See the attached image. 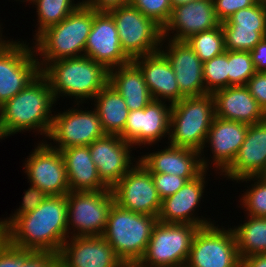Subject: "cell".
Listing matches in <instances>:
<instances>
[{"instance_id": "1", "label": "cell", "mask_w": 266, "mask_h": 267, "mask_svg": "<svg viewBox=\"0 0 266 267\" xmlns=\"http://www.w3.org/2000/svg\"><path fill=\"white\" fill-rule=\"evenodd\" d=\"M66 195L47 196L35 209L18 216L0 235L12 246L58 255L70 237Z\"/></svg>"}, {"instance_id": "2", "label": "cell", "mask_w": 266, "mask_h": 267, "mask_svg": "<svg viewBox=\"0 0 266 267\" xmlns=\"http://www.w3.org/2000/svg\"><path fill=\"white\" fill-rule=\"evenodd\" d=\"M55 103L49 81L40 73L0 106V139L29 129L48 137L53 119L51 109Z\"/></svg>"}, {"instance_id": "3", "label": "cell", "mask_w": 266, "mask_h": 267, "mask_svg": "<svg viewBox=\"0 0 266 267\" xmlns=\"http://www.w3.org/2000/svg\"><path fill=\"white\" fill-rule=\"evenodd\" d=\"M41 73L48 79L56 101L66 95L75 98L76 105L84 103L85 98L93 99L109 81V70L85 55L55 60Z\"/></svg>"}, {"instance_id": "4", "label": "cell", "mask_w": 266, "mask_h": 267, "mask_svg": "<svg viewBox=\"0 0 266 267\" xmlns=\"http://www.w3.org/2000/svg\"><path fill=\"white\" fill-rule=\"evenodd\" d=\"M94 18V9L82 3L59 24L41 32L34 40L35 54H39L38 65L42 71L49 63L85 55V46ZM36 49V50H35ZM84 52V53H82Z\"/></svg>"}, {"instance_id": "5", "label": "cell", "mask_w": 266, "mask_h": 267, "mask_svg": "<svg viewBox=\"0 0 266 267\" xmlns=\"http://www.w3.org/2000/svg\"><path fill=\"white\" fill-rule=\"evenodd\" d=\"M214 117L212 94L184 97L172 104L170 112L168 137L170 142L168 141V144L200 152L202 166L205 170H208L209 164L207 163L209 162L202 153H204L206 138Z\"/></svg>"}, {"instance_id": "6", "label": "cell", "mask_w": 266, "mask_h": 267, "mask_svg": "<svg viewBox=\"0 0 266 267\" xmlns=\"http://www.w3.org/2000/svg\"><path fill=\"white\" fill-rule=\"evenodd\" d=\"M157 222L156 216L126 210L114 202L102 237L127 267H134L143 257Z\"/></svg>"}, {"instance_id": "7", "label": "cell", "mask_w": 266, "mask_h": 267, "mask_svg": "<svg viewBox=\"0 0 266 267\" xmlns=\"http://www.w3.org/2000/svg\"><path fill=\"white\" fill-rule=\"evenodd\" d=\"M199 228L192 224L158 221L143 257L134 267H185Z\"/></svg>"}, {"instance_id": "8", "label": "cell", "mask_w": 266, "mask_h": 267, "mask_svg": "<svg viewBox=\"0 0 266 267\" xmlns=\"http://www.w3.org/2000/svg\"><path fill=\"white\" fill-rule=\"evenodd\" d=\"M108 13L115 21L121 48L131 60L159 52L162 28L151 18L131 4L114 8Z\"/></svg>"}, {"instance_id": "9", "label": "cell", "mask_w": 266, "mask_h": 267, "mask_svg": "<svg viewBox=\"0 0 266 267\" xmlns=\"http://www.w3.org/2000/svg\"><path fill=\"white\" fill-rule=\"evenodd\" d=\"M66 198L68 234L70 235V230L73 228L71 237L102 236L109 210L114 203L111 189L70 191Z\"/></svg>"}, {"instance_id": "10", "label": "cell", "mask_w": 266, "mask_h": 267, "mask_svg": "<svg viewBox=\"0 0 266 267\" xmlns=\"http://www.w3.org/2000/svg\"><path fill=\"white\" fill-rule=\"evenodd\" d=\"M28 46L24 41L0 44V106L41 73L34 49Z\"/></svg>"}, {"instance_id": "11", "label": "cell", "mask_w": 266, "mask_h": 267, "mask_svg": "<svg viewBox=\"0 0 266 267\" xmlns=\"http://www.w3.org/2000/svg\"><path fill=\"white\" fill-rule=\"evenodd\" d=\"M214 225L198 229L185 267H241L232 228Z\"/></svg>"}, {"instance_id": "12", "label": "cell", "mask_w": 266, "mask_h": 267, "mask_svg": "<svg viewBox=\"0 0 266 267\" xmlns=\"http://www.w3.org/2000/svg\"><path fill=\"white\" fill-rule=\"evenodd\" d=\"M114 202L135 213L158 217L161 199L151 172L138 160L112 188Z\"/></svg>"}, {"instance_id": "13", "label": "cell", "mask_w": 266, "mask_h": 267, "mask_svg": "<svg viewBox=\"0 0 266 267\" xmlns=\"http://www.w3.org/2000/svg\"><path fill=\"white\" fill-rule=\"evenodd\" d=\"M105 135L97 111L68 109L54 114L48 138L56 144L51 147L62 150L73 146H88ZM58 143V144H57Z\"/></svg>"}, {"instance_id": "14", "label": "cell", "mask_w": 266, "mask_h": 267, "mask_svg": "<svg viewBox=\"0 0 266 267\" xmlns=\"http://www.w3.org/2000/svg\"><path fill=\"white\" fill-rule=\"evenodd\" d=\"M30 153L24 169L31 185L48 196L67 195L70 189L61 152L43 141Z\"/></svg>"}, {"instance_id": "15", "label": "cell", "mask_w": 266, "mask_h": 267, "mask_svg": "<svg viewBox=\"0 0 266 267\" xmlns=\"http://www.w3.org/2000/svg\"><path fill=\"white\" fill-rule=\"evenodd\" d=\"M164 101L152 100L144 109L129 111L125 127L119 135L126 142L135 145L158 143L165 135L169 137L170 112Z\"/></svg>"}, {"instance_id": "16", "label": "cell", "mask_w": 266, "mask_h": 267, "mask_svg": "<svg viewBox=\"0 0 266 267\" xmlns=\"http://www.w3.org/2000/svg\"><path fill=\"white\" fill-rule=\"evenodd\" d=\"M58 258L59 267H127L102 236L69 237Z\"/></svg>"}, {"instance_id": "17", "label": "cell", "mask_w": 266, "mask_h": 267, "mask_svg": "<svg viewBox=\"0 0 266 267\" xmlns=\"http://www.w3.org/2000/svg\"><path fill=\"white\" fill-rule=\"evenodd\" d=\"M88 146L99 177L109 188L119 182L134 166V157L130 156L132 144L118 135L105 134Z\"/></svg>"}, {"instance_id": "18", "label": "cell", "mask_w": 266, "mask_h": 267, "mask_svg": "<svg viewBox=\"0 0 266 267\" xmlns=\"http://www.w3.org/2000/svg\"><path fill=\"white\" fill-rule=\"evenodd\" d=\"M85 56L103 64L108 70L132 61L121 48L115 21L108 12L94 10Z\"/></svg>"}, {"instance_id": "19", "label": "cell", "mask_w": 266, "mask_h": 267, "mask_svg": "<svg viewBox=\"0 0 266 267\" xmlns=\"http://www.w3.org/2000/svg\"><path fill=\"white\" fill-rule=\"evenodd\" d=\"M220 24L215 15L213 0H195L172 8L170 18L162 28V38L186 41L191 36L214 29ZM170 33H174L171 38Z\"/></svg>"}, {"instance_id": "20", "label": "cell", "mask_w": 266, "mask_h": 267, "mask_svg": "<svg viewBox=\"0 0 266 267\" xmlns=\"http://www.w3.org/2000/svg\"><path fill=\"white\" fill-rule=\"evenodd\" d=\"M167 49H161L166 42L162 38L160 52L169 61L173 68L180 93L184 97H196L205 95L203 78V62L197 57L186 41L168 40ZM167 46V47H166Z\"/></svg>"}, {"instance_id": "21", "label": "cell", "mask_w": 266, "mask_h": 267, "mask_svg": "<svg viewBox=\"0 0 266 267\" xmlns=\"http://www.w3.org/2000/svg\"><path fill=\"white\" fill-rule=\"evenodd\" d=\"M206 173L207 170H204L198 177L187 181L175 194L161 201V209L157 217L159 222L192 224L200 228L214 224L206 218L195 217V214L193 216L204 195Z\"/></svg>"}, {"instance_id": "22", "label": "cell", "mask_w": 266, "mask_h": 267, "mask_svg": "<svg viewBox=\"0 0 266 267\" xmlns=\"http://www.w3.org/2000/svg\"><path fill=\"white\" fill-rule=\"evenodd\" d=\"M222 174L232 181L266 175V119L248 126L243 144Z\"/></svg>"}, {"instance_id": "23", "label": "cell", "mask_w": 266, "mask_h": 267, "mask_svg": "<svg viewBox=\"0 0 266 267\" xmlns=\"http://www.w3.org/2000/svg\"><path fill=\"white\" fill-rule=\"evenodd\" d=\"M215 117L257 124L266 119V112L250 94L246 86H229L212 93Z\"/></svg>"}, {"instance_id": "24", "label": "cell", "mask_w": 266, "mask_h": 267, "mask_svg": "<svg viewBox=\"0 0 266 267\" xmlns=\"http://www.w3.org/2000/svg\"><path fill=\"white\" fill-rule=\"evenodd\" d=\"M132 61L142 72L153 100H165L174 104L184 98L173 68L160 51L134 58Z\"/></svg>"}, {"instance_id": "25", "label": "cell", "mask_w": 266, "mask_h": 267, "mask_svg": "<svg viewBox=\"0 0 266 267\" xmlns=\"http://www.w3.org/2000/svg\"><path fill=\"white\" fill-rule=\"evenodd\" d=\"M137 160L151 173L175 174L181 178H196L205 170L200 152L171 144L161 151L147 153Z\"/></svg>"}, {"instance_id": "26", "label": "cell", "mask_w": 266, "mask_h": 267, "mask_svg": "<svg viewBox=\"0 0 266 267\" xmlns=\"http://www.w3.org/2000/svg\"><path fill=\"white\" fill-rule=\"evenodd\" d=\"M248 126L245 123L214 117L206 142L213 154L211 162L220 175L232 164L245 140Z\"/></svg>"}, {"instance_id": "27", "label": "cell", "mask_w": 266, "mask_h": 267, "mask_svg": "<svg viewBox=\"0 0 266 267\" xmlns=\"http://www.w3.org/2000/svg\"><path fill=\"white\" fill-rule=\"evenodd\" d=\"M67 172L70 191H102L111 189L99 177L89 146H73L60 150Z\"/></svg>"}, {"instance_id": "28", "label": "cell", "mask_w": 266, "mask_h": 267, "mask_svg": "<svg viewBox=\"0 0 266 267\" xmlns=\"http://www.w3.org/2000/svg\"><path fill=\"white\" fill-rule=\"evenodd\" d=\"M108 84L124 98L129 111L144 109L153 100L142 72L133 61L109 69Z\"/></svg>"}, {"instance_id": "29", "label": "cell", "mask_w": 266, "mask_h": 267, "mask_svg": "<svg viewBox=\"0 0 266 267\" xmlns=\"http://www.w3.org/2000/svg\"><path fill=\"white\" fill-rule=\"evenodd\" d=\"M93 99L104 133L119 136L129 115L124 98L107 84Z\"/></svg>"}, {"instance_id": "30", "label": "cell", "mask_w": 266, "mask_h": 267, "mask_svg": "<svg viewBox=\"0 0 266 267\" xmlns=\"http://www.w3.org/2000/svg\"><path fill=\"white\" fill-rule=\"evenodd\" d=\"M249 220L232 228L240 259L266 254V217L247 216Z\"/></svg>"}, {"instance_id": "31", "label": "cell", "mask_w": 266, "mask_h": 267, "mask_svg": "<svg viewBox=\"0 0 266 267\" xmlns=\"http://www.w3.org/2000/svg\"><path fill=\"white\" fill-rule=\"evenodd\" d=\"M31 3L36 5L38 14L39 27L34 36L36 38L45 29L59 24L83 2L79 1L75 4L74 0H31Z\"/></svg>"}, {"instance_id": "32", "label": "cell", "mask_w": 266, "mask_h": 267, "mask_svg": "<svg viewBox=\"0 0 266 267\" xmlns=\"http://www.w3.org/2000/svg\"><path fill=\"white\" fill-rule=\"evenodd\" d=\"M186 42L203 63L226 51L221 24L191 36Z\"/></svg>"}, {"instance_id": "33", "label": "cell", "mask_w": 266, "mask_h": 267, "mask_svg": "<svg viewBox=\"0 0 266 267\" xmlns=\"http://www.w3.org/2000/svg\"><path fill=\"white\" fill-rule=\"evenodd\" d=\"M228 50L203 63L205 94L228 87Z\"/></svg>"}, {"instance_id": "34", "label": "cell", "mask_w": 266, "mask_h": 267, "mask_svg": "<svg viewBox=\"0 0 266 267\" xmlns=\"http://www.w3.org/2000/svg\"><path fill=\"white\" fill-rule=\"evenodd\" d=\"M222 28L255 29L257 32H266V7L255 4L240 9L221 23Z\"/></svg>"}, {"instance_id": "35", "label": "cell", "mask_w": 266, "mask_h": 267, "mask_svg": "<svg viewBox=\"0 0 266 267\" xmlns=\"http://www.w3.org/2000/svg\"><path fill=\"white\" fill-rule=\"evenodd\" d=\"M255 181L254 184H251V188L245 191V194L242 195L241 205L245 207L247 215L253 217H266V176H249L237 180L239 181Z\"/></svg>"}, {"instance_id": "36", "label": "cell", "mask_w": 266, "mask_h": 267, "mask_svg": "<svg viewBox=\"0 0 266 267\" xmlns=\"http://www.w3.org/2000/svg\"><path fill=\"white\" fill-rule=\"evenodd\" d=\"M228 87L245 86L256 73L251 54L248 51L228 50Z\"/></svg>"}, {"instance_id": "37", "label": "cell", "mask_w": 266, "mask_h": 267, "mask_svg": "<svg viewBox=\"0 0 266 267\" xmlns=\"http://www.w3.org/2000/svg\"><path fill=\"white\" fill-rule=\"evenodd\" d=\"M225 50L250 52L263 38L266 32L255 29L222 28Z\"/></svg>"}, {"instance_id": "38", "label": "cell", "mask_w": 266, "mask_h": 267, "mask_svg": "<svg viewBox=\"0 0 266 267\" xmlns=\"http://www.w3.org/2000/svg\"><path fill=\"white\" fill-rule=\"evenodd\" d=\"M130 4L161 28L168 22L173 8L170 0H131Z\"/></svg>"}, {"instance_id": "39", "label": "cell", "mask_w": 266, "mask_h": 267, "mask_svg": "<svg viewBox=\"0 0 266 267\" xmlns=\"http://www.w3.org/2000/svg\"><path fill=\"white\" fill-rule=\"evenodd\" d=\"M41 189L30 185V188L24 192L23 201L19 209L8 218L0 221V234L18 217L27 212L35 210L47 197Z\"/></svg>"}, {"instance_id": "40", "label": "cell", "mask_w": 266, "mask_h": 267, "mask_svg": "<svg viewBox=\"0 0 266 267\" xmlns=\"http://www.w3.org/2000/svg\"><path fill=\"white\" fill-rule=\"evenodd\" d=\"M155 188L161 200L179 191L187 181L194 178H181L173 174L151 173Z\"/></svg>"}, {"instance_id": "41", "label": "cell", "mask_w": 266, "mask_h": 267, "mask_svg": "<svg viewBox=\"0 0 266 267\" xmlns=\"http://www.w3.org/2000/svg\"><path fill=\"white\" fill-rule=\"evenodd\" d=\"M21 267H59L58 255L21 249Z\"/></svg>"}, {"instance_id": "42", "label": "cell", "mask_w": 266, "mask_h": 267, "mask_svg": "<svg viewBox=\"0 0 266 267\" xmlns=\"http://www.w3.org/2000/svg\"><path fill=\"white\" fill-rule=\"evenodd\" d=\"M215 15L222 23L240 9L256 4V0H213Z\"/></svg>"}, {"instance_id": "43", "label": "cell", "mask_w": 266, "mask_h": 267, "mask_svg": "<svg viewBox=\"0 0 266 267\" xmlns=\"http://www.w3.org/2000/svg\"><path fill=\"white\" fill-rule=\"evenodd\" d=\"M0 267H21V249L0 235Z\"/></svg>"}, {"instance_id": "44", "label": "cell", "mask_w": 266, "mask_h": 267, "mask_svg": "<svg viewBox=\"0 0 266 267\" xmlns=\"http://www.w3.org/2000/svg\"><path fill=\"white\" fill-rule=\"evenodd\" d=\"M245 86L266 112V72H256Z\"/></svg>"}, {"instance_id": "45", "label": "cell", "mask_w": 266, "mask_h": 267, "mask_svg": "<svg viewBox=\"0 0 266 267\" xmlns=\"http://www.w3.org/2000/svg\"><path fill=\"white\" fill-rule=\"evenodd\" d=\"M131 0H82L91 9L98 12H108L114 8L130 4Z\"/></svg>"}, {"instance_id": "46", "label": "cell", "mask_w": 266, "mask_h": 267, "mask_svg": "<svg viewBox=\"0 0 266 267\" xmlns=\"http://www.w3.org/2000/svg\"><path fill=\"white\" fill-rule=\"evenodd\" d=\"M251 58L256 72H266V37L263 38L251 51Z\"/></svg>"}, {"instance_id": "47", "label": "cell", "mask_w": 266, "mask_h": 267, "mask_svg": "<svg viewBox=\"0 0 266 267\" xmlns=\"http://www.w3.org/2000/svg\"><path fill=\"white\" fill-rule=\"evenodd\" d=\"M241 267H266V254H254L241 258Z\"/></svg>"}, {"instance_id": "48", "label": "cell", "mask_w": 266, "mask_h": 267, "mask_svg": "<svg viewBox=\"0 0 266 267\" xmlns=\"http://www.w3.org/2000/svg\"><path fill=\"white\" fill-rule=\"evenodd\" d=\"M195 0H170L172 7L188 4Z\"/></svg>"}, {"instance_id": "49", "label": "cell", "mask_w": 266, "mask_h": 267, "mask_svg": "<svg viewBox=\"0 0 266 267\" xmlns=\"http://www.w3.org/2000/svg\"><path fill=\"white\" fill-rule=\"evenodd\" d=\"M256 3L266 7V0H256Z\"/></svg>"}, {"instance_id": "50", "label": "cell", "mask_w": 266, "mask_h": 267, "mask_svg": "<svg viewBox=\"0 0 266 267\" xmlns=\"http://www.w3.org/2000/svg\"><path fill=\"white\" fill-rule=\"evenodd\" d=\"M16 1H17V0H16ZM18 1H19V0H18ZM26 1H29V2L31 3V0H25V2H26ZM21 2H24V0H22Z\"/></svg>"}]
</instances>
